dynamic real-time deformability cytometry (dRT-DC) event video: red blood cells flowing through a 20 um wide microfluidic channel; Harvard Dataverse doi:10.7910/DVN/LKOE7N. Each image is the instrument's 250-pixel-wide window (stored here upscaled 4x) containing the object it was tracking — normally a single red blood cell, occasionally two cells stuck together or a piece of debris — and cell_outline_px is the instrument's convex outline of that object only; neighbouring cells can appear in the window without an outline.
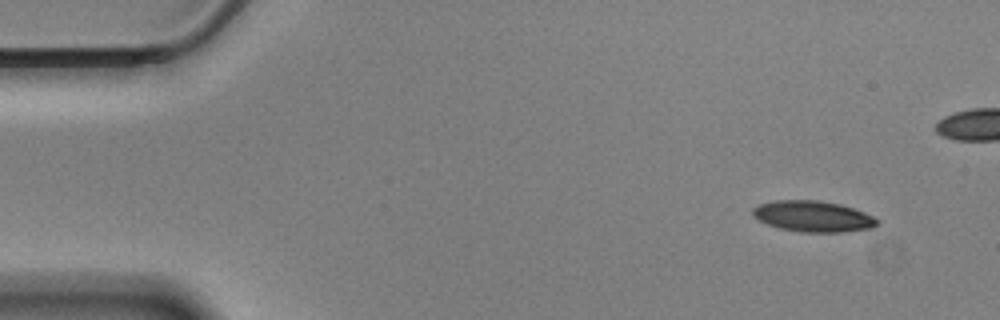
{"species": "Egyptian fruit bat (a non-hibernating species)", "species_latin": "Rousettus aegyptiacus", "temperature_condition": "cold", "stored_images_in_passage": 55, "camera_frame_rate_fps": 3000, "um_per_image_px": 0.085, "animal": {"sex": "male"}, "frame": {"image": 1, "passage_image": 1, "time_ms": 0.0, "image_size_px": [1000, 320], "cell_outline_px": [[880, 224], [872, 228], [840, 232], [800, 232], [780, 228], [768, 224], [752, 216], [752, 208], [760, 204], [776, 200], [820, 200], [840, 204], [864, 212], [880, 220]], "centroid_in_image_um": [69.12, 18.39], "position_along_channel_um": 15.9, "area_um2": 22.48}}
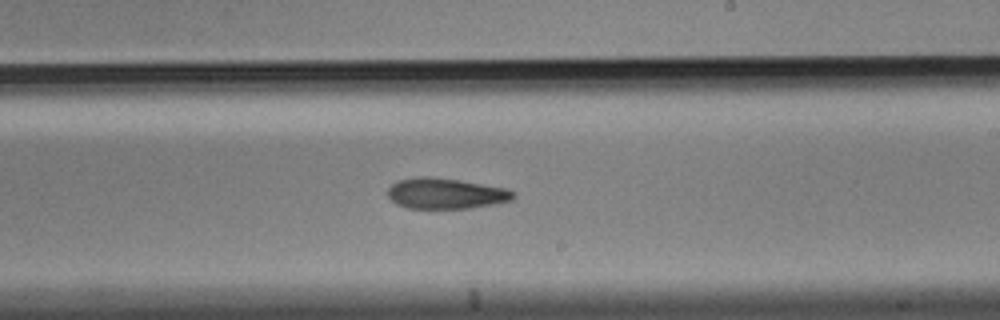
{"frame": {"image": 2, "passage_image": 30, "time_ms": 9.667, "image_size_px": [1000, 320], "cell_outline_px": [[516, 196], [512, 200], [496, 204], [468, 208], [408, 208], [396, 204], [388, 196], [388, 188], [392, 184], [400, 180], [416, 176], [432, 176], [460, 180], [504, 188], [516, 192]], "centroid_in_image_um": [37.9, 16.44], "position_along_channel_um": 251.1, "area_um2": 22.54}}
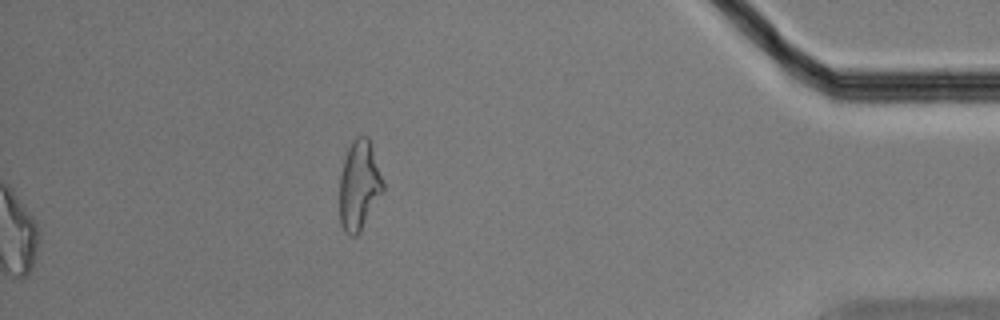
{"frame": {"image": 3, "passage_image": 55, "time_ms": 18.0, "image_size_px": [1000, 320], "cell_outline_px": [[384, 188], [360, 232], [356, 236], [352, 236], [344, 232], [340, 224], [340, 172], [344, 156], [352, 140], [356, 136], [368, 136], [384, 184]], "centroid_in_image_um": [30.5, 15.75], "position_along_channel_um": 404.7, "area_um2": 22.54}, "authors_computed_cell_mechanics": {"area_um2": 23.0622, "velocity_mm_per_s": 3.4588, "shape_relaxation_time_tau1_ms": 6.2511, "shape_relaxation_time_tau2_ms": null, "deformation_change_tau1": 0.1448, "deformation_change_tau2": null}}